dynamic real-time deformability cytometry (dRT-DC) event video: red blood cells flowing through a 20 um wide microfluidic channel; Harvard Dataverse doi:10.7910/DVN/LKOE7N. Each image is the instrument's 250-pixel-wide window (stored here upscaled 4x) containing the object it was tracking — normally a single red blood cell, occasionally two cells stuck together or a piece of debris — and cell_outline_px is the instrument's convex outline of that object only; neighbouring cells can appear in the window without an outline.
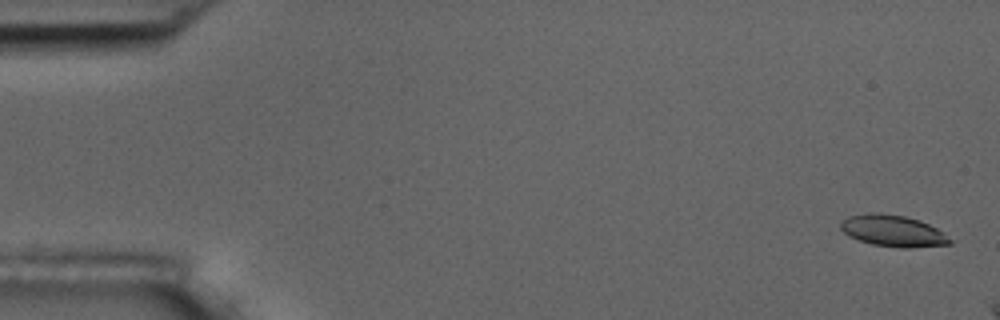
{"species": "common noctule bat (a hibernating species)", "species_latin": "Nyctalus noctula", "temperature_condition": "room temperature", "stored_images_in_passage": 3, "camera_frame_rate_fps": 3000, "um_per_image_px": 0.085, "animal": {"sex": "male", "body_mass_g": 17.5, "forearm_length_mm": 52.3}, "frame": {"image": 1, "passage_image": 1, "time_ms": 0.0, "image_size_px": [1000, 320], "cell_outline_px": [[952, 244], [912, 248], [900, 248], [872, 244], [848, 236], [840, 228], [840, 220], [848, 216], [868, 212], [880, 212], [904, 216], [920, 220], [944, 232], [952, 240]], "centroid_in_image_um": [75.9, 19.61], "position_along_channel_um": 9.1, "area_um2": 20.35}}